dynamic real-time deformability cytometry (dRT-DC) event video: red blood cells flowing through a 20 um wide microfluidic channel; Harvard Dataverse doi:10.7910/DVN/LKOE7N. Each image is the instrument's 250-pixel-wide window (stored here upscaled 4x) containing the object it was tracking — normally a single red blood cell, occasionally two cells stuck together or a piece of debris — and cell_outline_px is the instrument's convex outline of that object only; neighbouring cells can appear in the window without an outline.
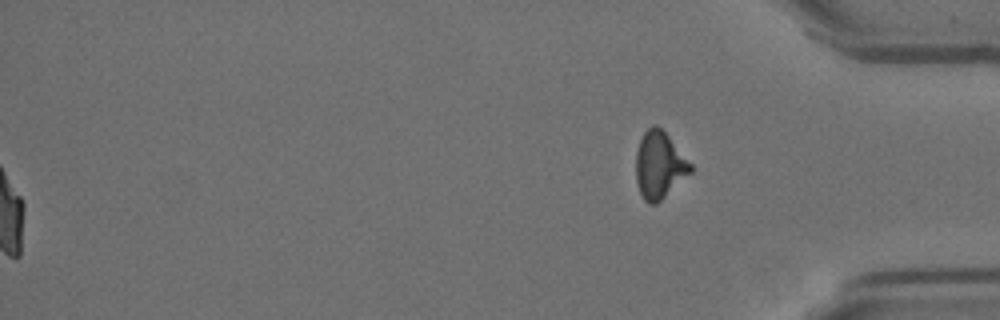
{"species": "Egyptian fruit bat (a non-hibernating species)", "species_latin": "Rousettus aegyptiacus", "temperature_condition": "room temperature", "stored_images_in_passage": 44, "camera_frame_rate_fps": 3000, "um_per_image_px": 0.085, "animal": {"sex": "female"}, "frame": {"image": 1, "passage_image": 44, "time_ms": 14.333, "image_size_px": [1000, 320], "cell_outline_px": [[692, 172], [656, 204], [648, 204], [644, 200], [640, 192], [636, 180], [636, 152], [640, 140], [644, 132], [652, 124], [656, 124], [668, 136], [692, 164]], "centroid_in_image_um": [56.04, 14.04], "position_along_channel_um": 379.2, "area_um2": 21.15}, "authors_computed_cell_mechanics": {"area_um2": 26.3568, "velocity_mm_per_s": 3.5758, "shape_relaxation_time_tau1_ms": 8.9889, "shape_relaxation_time_tau2_ms": 1.4684, "deformation_change_tau1": 0.2028, "deformation_change_tau2": 0.0754}}